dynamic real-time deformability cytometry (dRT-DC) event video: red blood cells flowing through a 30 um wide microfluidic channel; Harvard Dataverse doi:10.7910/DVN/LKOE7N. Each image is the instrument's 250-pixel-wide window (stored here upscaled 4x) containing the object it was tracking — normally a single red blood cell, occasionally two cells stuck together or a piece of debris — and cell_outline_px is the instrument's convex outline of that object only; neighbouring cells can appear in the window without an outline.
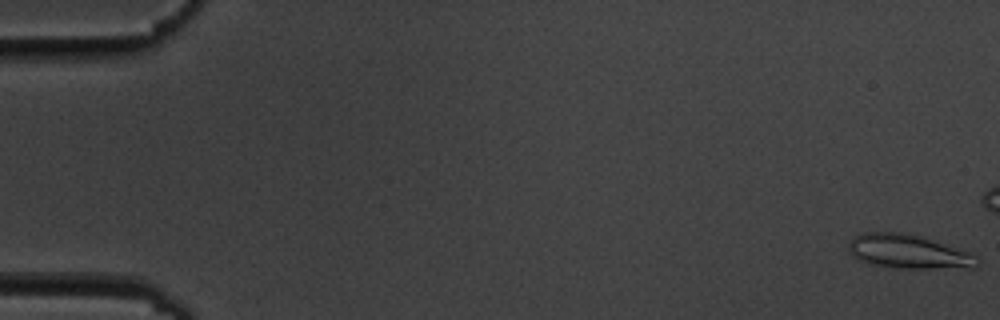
{"species": "common noctule bat (a hibernating species)", "species_latin": "Nyctalus noctula", "temperature_condition": "cold", "stored_images_in_passage": 49, "camera_frame_rate_fps": 3000, "um_per_image_px": 0.085, "animal": {"sex": "male", "body_mass_g": 19.5, "forearm_length_mm": 54.6}, "frame": {"image": 1, "passage_image": 1, "time_ms": 0.0, "image_size_px": [1000, 320], "cell_outline_px": [[980, 260], [976, 268], [896, 268], [864, 264], [852, 256], [848, 252], [848, 244], [856, 236], [864, 232], [900, 232], [920, 236], [972, 252], [980, 256]], "centroid_in_image_um": [77.24, 21.41], "position_along_channel_um": 7.8, "area_um2": 26.01}}
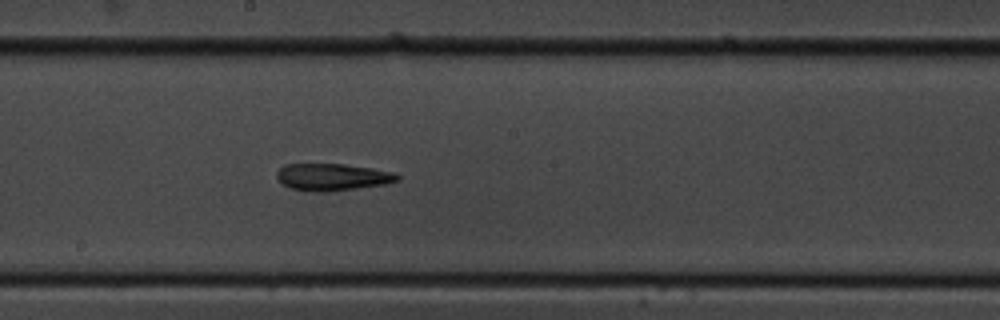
{"frame": {"image": 2, "passage_image": 31, "time_ms": 10.0, "image_size_px": [1000, 320], "cell_outline_px": [[400, 180], [384, 184], [324, 192], [316, 192], [292, 188], [284, 184], [276, 176], [276, 172], [284, 164], [344, 164], [372, 168], [396, 172], [400, 176]], "centroid_in_image_um": [28.28, 15.03], "position_along_channel_um": 219.9, "area_um2": 18.84}}
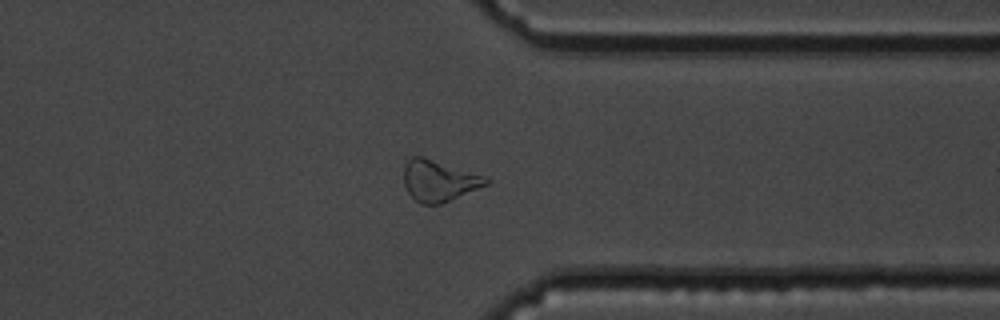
{"frame": {"image": 3, "passage_image": 44, "time_ms": 14.333, "image_size_px": [1000, 320], "cell_outline_px": [[492, 180], [488, 184], [440, 204], [420, 204], [408, 192], [404, 184], [404, 164], [412, 156], [424, 156], [488, 176]], "centroid_in_image_um": [37.33, 15.33], "position_along_channel_um": 374.1, "area_um2": 19.94}}